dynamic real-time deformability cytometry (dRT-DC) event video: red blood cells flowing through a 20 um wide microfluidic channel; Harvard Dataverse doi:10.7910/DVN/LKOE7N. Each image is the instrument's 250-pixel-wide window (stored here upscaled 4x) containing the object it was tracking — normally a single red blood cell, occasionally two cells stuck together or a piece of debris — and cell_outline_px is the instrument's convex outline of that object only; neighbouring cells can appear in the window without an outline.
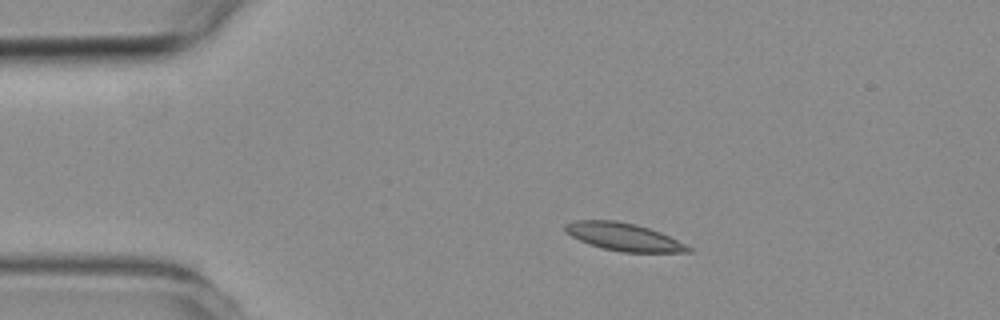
{"species": "common noctule bat (a hibernating species)", "species_latin": "Nyctalus noctula", "temperature_condition": "room temperature", "stored_images_in_passage": 5, "segment_of_instrument_passage": [1, 2], "camera_frame_rate_fps": 3000, "um_per_image_px": 0.085, "animal": {"sex": "female", "body_mass_g": 19.3, "forearm_length_mm": 54.1}, "frame": {"image": 1, "passage_image": 3, "time_ms": 2.0, "image_size_px": [1000, 320], "cell_outline_px": [[692, 252], [620, 252], [588, 244], [564, 232], [564, 224], [576, 220], [616, 220], [636, 224], [660, 232], [692, 248]], "centroid_in_image_um": [52.97, 20.12], "position_along_channel_um": 32.0, "area_um2": 19.77}}